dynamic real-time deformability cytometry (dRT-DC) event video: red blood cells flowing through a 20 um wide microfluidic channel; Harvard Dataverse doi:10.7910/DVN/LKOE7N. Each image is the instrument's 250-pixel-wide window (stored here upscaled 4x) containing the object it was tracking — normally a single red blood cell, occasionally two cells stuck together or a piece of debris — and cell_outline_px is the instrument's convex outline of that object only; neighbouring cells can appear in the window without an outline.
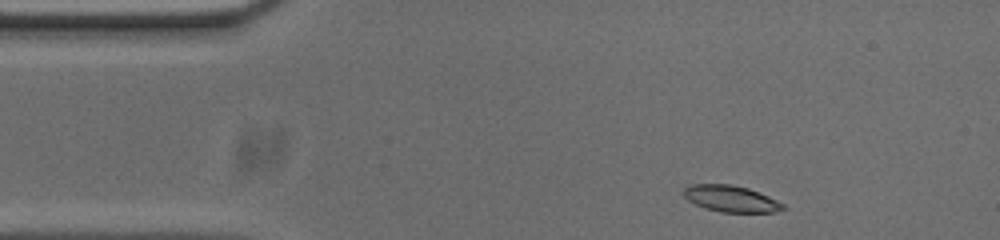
{"species": "common noctule bat (a hibernating species)", "species_latin": "Nyctalus noctula", "temperature_condition": "cold", "stored_images_in_passage": 49, "camera_frame_rate_fps": 3000, "um_per_image_px": 0.085, "animal": {"sex": "male", "body_mass_g": 20.0, "forearm_length_mm": 53.3}, "frame": {"image": 1, "passage_image": 1, "time_ms": 0.0, "image_size_px": [1000, 240], "cell_outline_px": [[788, 208], [776, 212], [720, 212], [704, 208], [688, 200], [684, 196], [684, 188], [688, 184], [728, 184], [748, 188], [768, 196], [784, 204]], "centroid_in_image_um": [62.13, 16.89], "position_along_channel_um": 22.9, "area_um2": 15.32}}
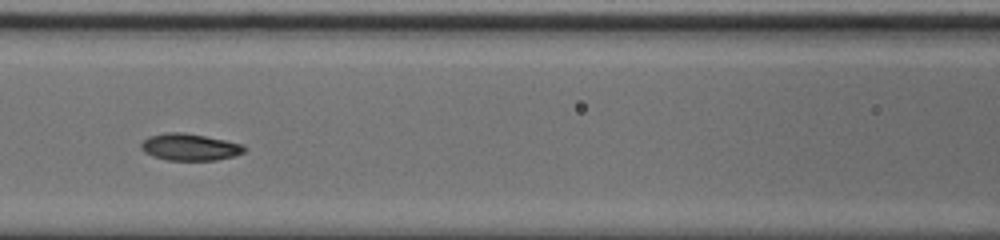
{"frame": {"image": 2, "passage_image": 16, "time_ms": 5.0, "image_size_px": [1000, 240], "cell_outline_px": [[244, 152], [236, 156], [216, 160], [168, 160], [152, 156], [144, 152], [140, 148], [140, 144], [148, 136], [164, 132], [184, 132], [244, 144]], "centroid_in_image_um": [16.1, 12.5], "position_along_channel_um": 150.5, "area_um2": 16.24}}
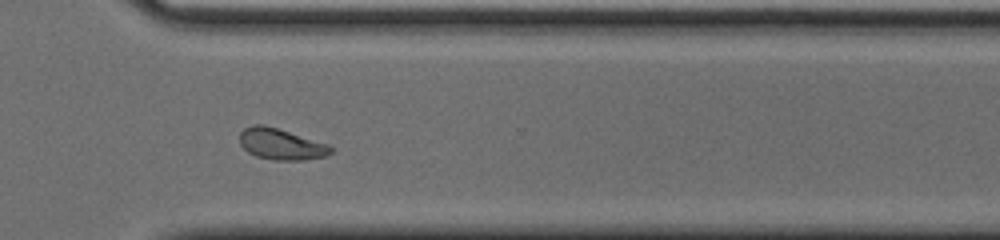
{"frame": {"image": 3, "passage_image": 32, "time_ms": 10.333, "image_size_px": [1000, 240], "cell_outline_px": [[332, 152], [324, 156], [304, 160], [272, 160], [256, 156], [248, 152], [240, 144], [240, 132], [244, 128], [252, 124], [264, 124], [328, 144], [332, 148]], "centroid_in_image_um": [23.86, 12.25], "position_along_channel_um": 346.7, "area_um2": 16.47}, "authors_computed_cell_mechanics": {"area_um2": 16.3574, "velocity_mm_per_s": 3.6794, "shape_relaxation_time_tau1_ms": 4.2818, "shape_relaxation_time_tau2_ms": 3.5443, "deformation_change_tau1": 0.1421, "deformation_change_tau2": 0.0612}}